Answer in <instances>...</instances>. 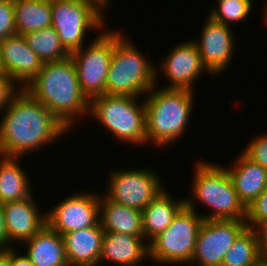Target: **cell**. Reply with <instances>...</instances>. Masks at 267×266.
<instances>
[{
	"label": "cell",
	"mask_w": 267,
	"mask_h": 266,
	"mask_svg": "<svg viewBox=\"0 0 267 266\" xmlns=\"http://www.w3.org/2000/svg\"><path fill=\"white\" fill-rule=\"evenodd\" d=\"M0 116V156L19 157L21 161L70 131L25 89L12 97Z\"/></svg>",
	"instance_id": "cell-1"
},
{
	"label": "cell",
	"mask_w": 267,
	"mask_h": 266,
	"mask_svg": "<svg viewBox=\"0 0 267 266\" xmlns=\"http://www.w3.org/2000/svg\"><path fill=\"white\" fill-rule=\"evenodd\" d=\"M69 130L77 119L89 114L90 100L82 92L71 56L43 63L42 69L24 88Z\"/></svg>",
	"instance_id": "cell-2"
},
{
	"label": "cell",
	"mask_w": 267,
	"mask_h": 266,
	"mask_svg": "<svg viewBox=\"0 0 267 266\" xmlns=\"http://www.w3.org/2000/svg\"><path fill=\"white\" fill-rule=\"evenodd\" d=\"M156 84L145 96L146 145L163 148L179 142L187 131L195 108V91L158 88ZM158 88V89H157Z\"/></svg>",
	"instance_id": "cell-3"
},
{
	"label": "cell",
	"mask_w": 267,
	"mask_h": 266,
	"mask_svg": "<svg viewBox=\"0 0 267 266\" xmlns=\"http://www.w3.org/2000/svg\"><path fill=\"white\" fill-rule=\"evenodd\" d=\"M193 168L192 195L185 197L188 208L197 212L196 203L210 208L206 215L200 214L204 220H246V207L224 166L198 159Z\"/></svg>",
	"instance_id": "cell-4"
},
{
	"label": "cell",
	"mask_w": 267,
	"mask_h": 266,
	"mask_svg": "<svg viewBox=\"0 0 267 266\" xmlns=\"http://www.w3.org/2000/svg\"><path fill=\"white\" fill-rule=\"evenodd\" d=\"M128 35L114 29V50L107 80L106 94L141 97L156 85V65L136 48Z\"/></svg>",
	"instance_id": "cell-5"
},
{
	"label": "cell",
	"mask_w": 267,
	"mask_h": 266,
	"mask_svg": "<svg viewBox=\"0 0 267 266\" xmlns=\"http://www.w3.org/2000/svg\"><path fill=\"white\" fill-rule=\"evenodd\" d=\"M140 97L99 95L90 99L88 117L126 144L146 147V108ZM139 101V102H137Z\"/></svg>",
	"instance_id": "cell-6"
},
{
	"label": "cell",
	"mask_w": 267,
	"mask_h": 266,
	"mask_svg": "<svg viewBox=\"0 0 267 266\" xmlns=\"http://www.w3.org/2000/svg\"><path fill=\"white\" fill-rule=\"evenodd\" d=\"M51 9L52 27L70 54L85 45L88 32L106 29L105 10L93 0H51Z\"/></svg>",
	"instance_id": "cell-7"
},
{
	"label": "cell",
	"mask_w": 267,
	"mask_h": 266,
	"mask_svg": "<svg viewBox=\"0 0 267 266\" xmlns=\"http://www.w3.org/2000/svg\"><path fill=\"white\" fill-rule=\"evenodd\" d=\"M203 221L199 212L185 205L174 217L172 223L148 243L149 262L151 259L160 266L162 264L188 266Z\"/></svg>",
	"instance_id": "cell-8"
},
{
	"label": "cell",
	"mask_w": 267,
	"mask_h": 266,
	"mask_svg": "<svg viewBox=\"0 0 267 266\" xmlns=\"http://www.w3.org/2000/svg\"><path fill=\"white\" fill-rule=\"evenodd\" d=\"M114 169L107 175L108 185L103 194L117 204L143 211L166 189L162 177L154 169Z\"/></svg>",
	"instance_id": "cell-9"
},
{
	"label": "cell",
	"mask_w": 267,
	"mask_h": 266,
	"mask_svg": "<svg viewBox=\"0 0 267 266\" xmlns=\"http://www.w3.org/2000/svg\"><path fill=\"white\" fill-rule=\"evenodd\" d=\"M111 30L104 29L92 42L89 40L87 46L70 54L80 88L89 100L106 94L107 74L114 50V29Z\"/></svg>",
	"instance_id": "cell-10"
},
{
	"label": "cell",
	"mask_w": 267,
	"mask_h": 266,
	"mask_svg": "<svg viewBox=\"0 0 267 266\" xmlns=\"http://www.w3.org/2000/svg\"><path fill=\"white\" fill-rule=\"evenodd\" d=\"M246 227L245 220H204L188 266H221L225 254Z\"/></svg>",
	"instance_id": "cell-11"
},
{
	"label": "cell",
	"mask_w": 267,
	"mask_h": 266,
	"mask_svg": "<svg viewBox=\"0 0 267 266\" xmlns=\"http://www.w3.org/2000/svg\"><path fill=\"white\" fill-rule=\"evenodd\" d=\"M100 194L92 191L74 192L46 211V225L61 236L95 226L100 221Z\"/></svg>",
	"instance_id": "cell-12"
},
{
	"label": "cell",
	"mask_w": 267,
	"mask_h": 266,
	"mask_svg": "<svg viewBox=\"0 0 267 266\" xmlns=\"http://www.w3.org/2000/svg\"><path fill=\"white\" fill-rule=\"evenodd\" d=\"M168 53L162 58L161 65L159 64L160 71L156 64V84L159 81L160 72L169 81V84L161 86L162 88L196 91L194 90L195 83L202 77L201 75L212 76L204 66L198 48L192 39L174 44Z\"/></svg>",
	"instance_id": "cell-13"
},
{
	"label": "cell",
	"mask_w": 267,
	"mask_h": 266,
	"mask_svg": "<svg viewBox=\"0 0 267 266\" xmlns=\"http://www.w3.org/2000/svg\"><path fill=\"white\" fill-rule=\"evenodd\" d=\"M201 28L199 40L193 39L202 62L208 72L215 77L224 72L234 59L236 38L233 28L216 22L208 14Z\"/></svg>",
	"instance_id": "cell-14"
},
{
	"label": "cell",
	"mask_w": 267,
	"mask_h": 266,
	"mask_svg": "<svg viewBox=\"0 0 267 266\" xmlns=\"http://www.w3.org/2000/svg\"><path fill=\"white\" fill-rule=\"evenodd\" d=\"M42 61L28 46L23 35H13L0 41V66L21 89L42 69ZM20 83V84H19Z\"/></svg>",
	"instance_id": "cell-15"
},
{
	"label": "cell",
	"mask_w": 267,
	"mask_h": 266,
	"mask_svg": "<svg viewBox=\"0 0 267 266\" xmlns=\"http://www.w3.org/2000/svg\"><path fill=\"white\" fill-rule=\"evenodd\" d=\"M33 195L21 201L2 204L8 238L14 245L32 238L46 225V213L39 211Z\"/></svg>",
	"instance_id": "cell-16"
},
{
	"label": "cell",
	"mask_w": 267,
	"mask_h": 266,
	"mask_svg": "<svg viewBox=\"0 0 267 266\" xmlns=\"http://www.w3.org/2000/svg\"><path fill=\"white\" fill-rule=\"evenodd\" d=\"M149 258L148 242L143 236L105 232L99 263L112 262L117 266H141Z\"/></svg>",
	"instance_id": "cell-17"
},
{
	"label": "cell",
	"mask_w": 267,
	"mask_h": 266,
	"mask_svg": "<svg viewBox=\"0 0 267 266\" xmlns=\"http://www.w3.org/2000/svg\"><path fill=\"white\" fill-rule=\"evenodd\" d=\"M233 164L227 170L239 200L247 208L266 188L267 169L252 162L243 153L235 156Z\"/></svg>",
	"instance_id": "cell-18"
},
{
	"label": "cell",
	"mask_w": 267,
	"mask_h": 266,
	"mask_svg": "<svg viewBox=\"0 0 267 266\" xmlns=\"http://www.w3.org/2000/svg\"><path fill=\"white\" fill-rule=\"evenodd\" d=\"M104 233L99 221L95 226L62 235L69 266L99 263Z\"/></svg>",
	"instance_id": "cell-19"
},
{
	"label": "cell",
	"mask_w": 267,
	"mask_h": 266,
	"mask_svg": "<svg viewBox=\"0 0 267 266\" xmlns=\"http://www.w3.org/2000/svg\"><path fill=\"white\" fill-rule=\"evenodd\" d=\"M22 244L34 266H69L63 237L47 225Z\"/></svg>",
	"instance_id": "cell-20"
},
{
	"label": "cell",
	"mask_w": 267,
	"mask_h": 266,
	"mask_svg": "<svg viewBox=\"0 0 267 266\" xmlns=\"http://www.w3.org/2000/svg\"><path fill=\"white\" fill-rule=\"evenodd\" d=\"M177 199L167 188L143 209V237L148 243L163 232L186 205L185 196Z\"/></svg>",
	"instance_id": "cell-21"
},
{
	"label": "cell",
	"mask_w": 267,
	"mask_h": 266,
	"mask_svg": "<svg viewBox=\"0 0 267 266\" xmlns=\"http://www.w3.org/2000/svg\"><path fill=\"white\" fill-rule=\"evenodd\" d=\"M99 214L105 232L143 236L142 211L117 204L100 193Z\"/></svg>",
	"instance_id": "cell-22"
},
{
	"label": "cell",
	"mask_w": 267,
	"mask_h": 266,
	"mask_svg": "<svg viewBox=\"0 0 267 266\" xmlns=\"http://www.w3.org/2000/svg\"><path fill=\"white\" fill-rule=\"evenodd\" d=\"M30 180L19 157L0 156V204L30 197L33 194Z\"/></svg>",
	"instance_id": "cell-23"
},
{
	"label": "cell",
	"mask_w": 267,
	"mask_h": 266,
	"mask_svg": "<svg viewBox=\"0 0 267 266\" xmlns=\"http://www.w3.org/2000/svg\"><path fill=\"white\" fill-rule=\"evenodd\" d=\"M16 34L52 26L51 0H13Z\"/></svg>",
	"instance_id": "cell-24"
},
{
	"label": "cell",
	"mask_w": 267,
	"mask_h": 266,
	"mask_svg": "<svg viewBox=\"0 0 267 266\" xmlns=\"http://www.w3.org/2000/svg\"><path fill=\"white\" fill-rule=\"evenodd\" d=\"M28 46L42 63L62 60L70 56L60 41L58 32L51 26L23 35Z\"/></svg>",
	"instance_id": "cell-25"
},
{
	"label": "cell",
	"mask_w": 267,
	"mask_h": 266,
	"mask_svg": "<svg viewBox=\"0 0 267 266\" xmlns=\"http://www.w3.org/2000/svg\"><path fill=\"white\" fill-rule=\"evenodd\" d=\"M260 259L257 235L253 228L246 227L225 254L221 266H253Z\"/></svg>",
	"instance_id": "cell-26"
},
{
	"label": "cell",
	"mask_w": 267,
	"mask_h": 266,
	"mask_svg": "<svg viewBox=\"0 0 267 266\" xmlns=\"http://www.w3.org/2000/svg\"><path fill=\"white\" fill-rule=\"evenodd\" d=\"M217 5L209 10V16L216 22L231 27L236 23L245 22L251 15L253 0H218Z\"/></svg>",
	"instance_id": "cell-27"
},
{
	"label": "cell",
	"mask_w": 267,
	"mask_h": 266,
	"mask_svg": "<svg viewBox=\"0 0 267 266\" xmlns=\"http://www.w3.org/2000/svg\"><path fill=\"white\" fill-rule=\"evenodd\" d=\"M256 136L241 151L252 162L267 169V133Z\"/></svg>",
	"instance_id": "cell-28"
},
{
	"label": "cell",
	"mask_w": 267,
	"mask_h": 266,
	"mask_svg": "<svg viewBox=\"0 0 267 266\" xmlns=\"http://www.w3.org/2000/svg\"><path fill=\"white\" fill-rule=\"evenodd\" d=\"M16 35L13 0H0V41Z\"/></svg>",
	"instance_id": "cell-29"
},
{
	"label": "cell",
	"mask_w": 267,
	"mask_h": 266,
	"mask_svg": "<svg viewBox=\"0 0 267 266\" xmlns=\"http://www.w3.org/2000/svg\"><path fill=\"white\" fill-rule=\"evenodd\" d=\"M267 219V188L246 208V225L254 228Z\"/></svg>",
	"instance_id": "cell-30"
},
{
	"label": "cell",
	"mask_w": 267,
	"mask_h": 266,
	"mask_svg": "<svg viewBox=\"0 0 267 266\" xmlns=\"http://www.w3.org/2000/svg\"><path fill=\"white\" fill-rule=\"evenodd\" d=\"M20 89V86H18L8 75L3 72L0 73V113Z\"/></svg>",
	"instance_id": "cell-31"
},
{
	"label": "cell",
	"mask_w": 267,
	"mask_h": 266,
	"mask_svg": "<svg viewBox=\"0 0 267 266\" xmlns=\"http://www.w3.org/2000/svg\"><path fill=\"white\" fill-rule=\"evenodd\" d=\"M15 248L16 247L9 248L10 266H34L29 257L25 253L22 254L23 251L19 254V247L17 249Z\"/></svg>",
	"instance_id": "cell-32"
},
{
	"label": "cell",
	"mask_w": 267,
	"mask_h": 266,
	"mask_svg": "<svg viewBox=\"0 0 267 266\" xmlns=\"http://www.w3.org/2000/svg\"><path fill=\"white\" fill-rule=\"evenodd\" d=\"M260 252L267 250V219L260 221L254 228Z\"/></svg>",
	"instance_id": "cell-33"
},
{
	"label": "cell",
	"mask_w": 267,
	"mask_h": 266,
	"mask_svg": "<svg viewBox=\"0 0 267 266\" xmlns=\"http://www.w3.org/2000/svg\"><path fill=\"white\" fill-rule=\"evenodd\" d=\"M11 247H14V245L9 241L3 205L0 204V250L9 249Z\"/></svg>",
	"instance_id": "cell-34"
},
{
	"label": "cell",
	"mask_w": 267,
	"mask_h": 266,
	"mask_svg": "<svg viewBox=\"0 0 267 266\" xmlns=\"http://www.w3.org/2000/svg\"><path fill=\"white\" fill-rule=\"evenodd\" d=\"M0 266H10L9 249L0 250Z\"/></svg>",
	"instance_id": "cell-35"
},
{
	"label": "cell",
	"mask_w": 267,
	"mask_h": 266,
	"mask_svg": "<svg viewBox=\"0 0 267 266\" xmlns=\"http://www.w3.org/2000/svg\"><path fill=\"white\" fill-rule=\"evenodd\" d=\"M93 1L98 3L104 10H107L108 9L107 7H109L110 4L112 3V2H110L111 0H93Z\"/></svg>",
	"instance_id": "cell-36"
},
{
	"label": "cell",
	"mask_w": 267,
	"mask_h": 266,
	"mask_svg": "<svg viewBox=\"0 0 267 266\" xmlns=\"http://www.w3.org/2000/svg\"><path fill=\"white\" fill-rule=\"evenodd\" d=\"M264 8L262 9L263 10V22L266 23V27H267V2L265 3V5L263 6Z\"/></svg>",
	"instance_id": "cell-37"
},
{
	"label": "cell",
	"mask_w": 267,
	"mask_h": 266,
	"mask_svg": "<svg viewBox=\"0 0 267 266\" xmlns=\"http://www.w3.org/2000/svg\"><path fill=\"white\" fill-rule=\"evenodd\" d=\"M261 259L267 265V250L261 253Z\"/></svg>",
	"instance_id": "cell-38"
},
{
	"label": "cell",
	"mask_w": 267,
	"mask_h": 266,
	"mask_svg": "<svg viewBox=\"0 0 267 266\" xmlns=\"http://www.w3.org/2000/svg\"><path fill=\"white\" fill-rule=\"evenodd\" d=\"M72 266H102V265L101 263H94V264H79V265H72Z\"/></svg>",
	"instance_id": "cell-39"
},
{
	"label": "cell",
	"mask_w": 267,
	"mask_h": 266,
	"mask_svg": "<svg viewBox=\"0 0 267 266\" xmlns=\"http://www.w3.org/2000/svg\"><path fill=\"white\" fill-rule=\"evenodd\" d=\"M253 266H267L262 259H260L257 263H255Z\"/></svg>",
	"instance_id": "cell-40"
}]
</instances>
